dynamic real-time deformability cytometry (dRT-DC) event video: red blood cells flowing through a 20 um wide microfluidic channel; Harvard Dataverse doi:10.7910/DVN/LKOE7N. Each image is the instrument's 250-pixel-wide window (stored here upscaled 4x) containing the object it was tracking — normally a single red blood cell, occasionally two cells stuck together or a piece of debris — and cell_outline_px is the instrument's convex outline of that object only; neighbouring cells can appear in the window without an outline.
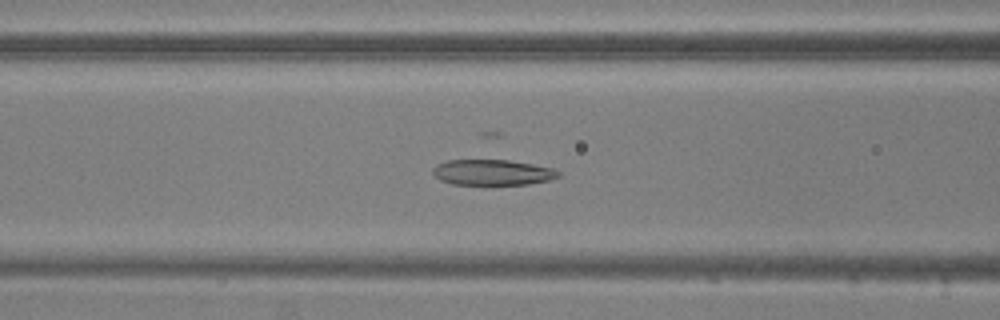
{"species": "common noctule bat (a hibernating species)", "species_latin": "Nyctalus noctula", "temperature_condition": "warm", "stored_images_in_passage": 52, "camera_frame_rate_fps": 3000, "um_per_image_px": 0.085, "animal": {"sex": "male", "body_mass_g": 20.5, "forearm_length_mm": 52.5}, "frame": {"image": 1, "passage_image": 19, "time_ms": 6.0, "image_size_px": [1000, 320], "cell_outline_px": [[560, 176], [548, 180], [528, 184], [492, 188], [452, 184], [440, 180], [432, 172], [432, 168], [436, 164], [448, 160], [508, 160], [532, 164], [552, 168], [560, 172]], "centroid_in_image_um": [41.83, 14.71], "position_along_channel_um": 124.8, "area_um2": 19.71}}
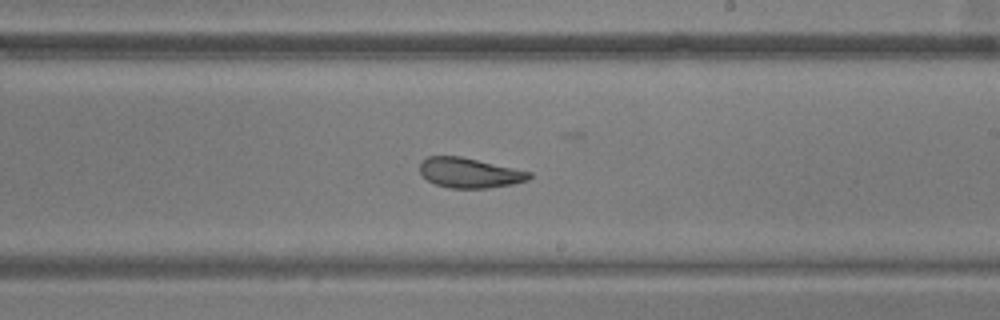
{"frame": {"image": 2, "passage_image": 29, "time_ms": 9.333, "image_size_px": [1000, 320], "cell_outline_px": [[532, 176], [528, 180], [512, 184], [488, 188], [452, 188], [436, 184], [428, 180], [420, 172], [420, 164], [428, 156], [460, 156], [532, 172]], "centroid_in_image_um": [39.93, 14.69], "position_along_channel_um": 249.1, "area_um2": 18.9}}
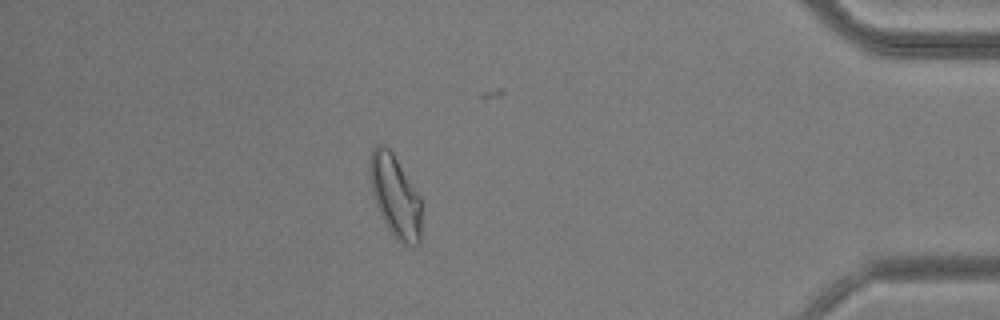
{"frame": {"image": 3, "passage_image": 45, "time_ms": 14.667, "image_size_px": [1000, 320], "cell_outline_px": [[420, 244], [404, 244], [388, 228], [376, 204], [372, 192], [368, 168], [368, 164], [372, 148], [376, 144], [384, 144], [392, 152], [420, 196]], "centroid_in_image_um": [33.56, 16.59], "position_along_channel_um": 401.6, "area_um2": 24.33}, "authors_computed_cell_mechanics": {"area_um2": 22.2241, "velocity_mm_per_s": 3.7245, "shape_relaxation_time_tau1_ms": 5.2205, "shape_relaxation_time_tau2_ms": 3.0212, "deformation_change_tau1": 0.1739, "deformation_change_tau2": 0.1064}}